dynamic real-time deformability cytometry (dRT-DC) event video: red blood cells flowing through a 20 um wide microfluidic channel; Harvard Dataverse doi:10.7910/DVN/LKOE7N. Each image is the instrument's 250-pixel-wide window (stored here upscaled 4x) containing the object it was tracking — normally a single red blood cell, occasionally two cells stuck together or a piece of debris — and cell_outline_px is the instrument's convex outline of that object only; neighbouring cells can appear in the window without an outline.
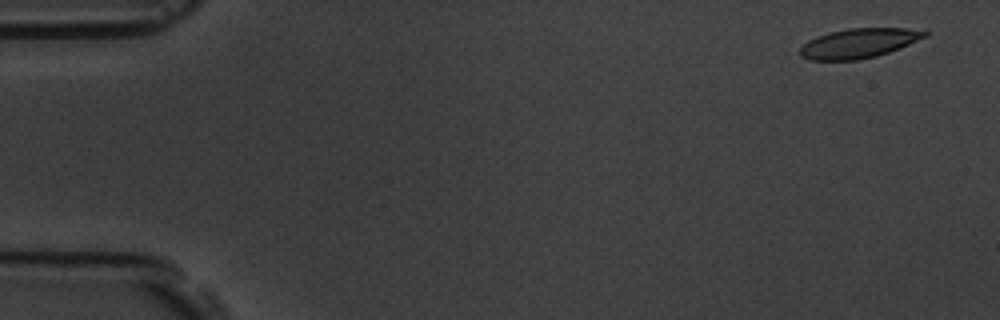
{"species": "common noctule bat (a hibernating species)", "species_latin": "Nyctalus noctula", "temperature_condition": "room temperature", "stored_images_in_passage": 6, "camera_frame_rate_fps": 3000, "um_per_image_px": 0.085, "animal": {"sex": "male", "body_mass_g": 19.5, "forearm_length_mm": 54.6}, "frame": {"image": 1, "passage_image": 1, "time_ms": 0.0, "image_size_px": [1000, 320], "cell_outline_px": [[932, 32], [928, 36], [900, 48], [876, 56], [856, 60], [812, 60], [800, 56], [800, 48], [808, 40], [816, 36], [828, 32], [848, 28], [908, 28]], "centroid_in_image_um": [73.02, 3.66], "position_along_channel_um": 12.0, "area_um2": 21.62}}
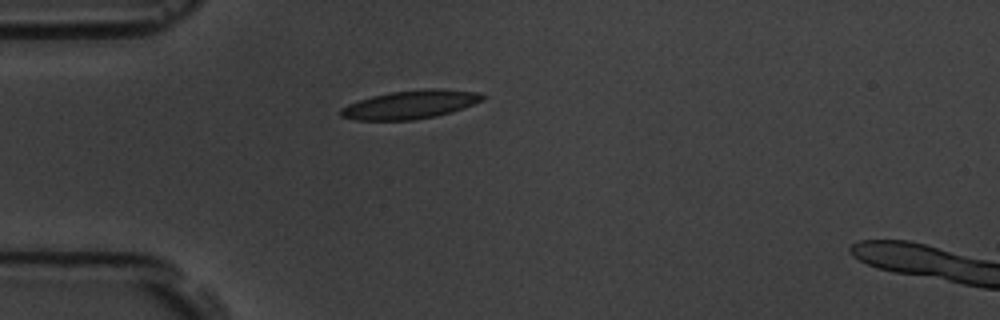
{"frame": {"image": 2, "passage_image": 5, "time_ms": 4.333, "image_size_px": [1000, 320], "cell_outline_px": [[488, 96], [484, 100], [464, 108], [452, 112], [436, 116], [412, 120], [356, 120], [340, 116], [340, 108], [348, 104], [372, 96], [392, 92], [428, 88], [444, 88], [476, 92]], "centroid_in_image_um": [34.93, 8.88], "position_along_channel_um": 50.1, "area_um2": 23.64}}